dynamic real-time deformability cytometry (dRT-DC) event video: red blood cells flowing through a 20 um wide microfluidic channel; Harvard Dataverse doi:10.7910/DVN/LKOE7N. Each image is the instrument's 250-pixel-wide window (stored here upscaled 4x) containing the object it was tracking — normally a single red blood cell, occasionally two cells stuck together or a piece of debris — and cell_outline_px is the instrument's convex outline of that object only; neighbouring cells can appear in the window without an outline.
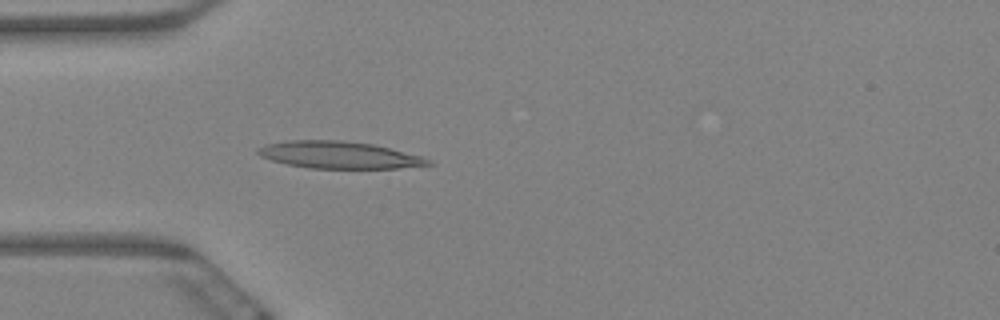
{"species": "Egyptian fruit bat (a non-hibernating species)", "species_latin": "Rousettus aegyptiacus", "temperature_condition": "warm", "stored_images_in_passage": 5, "camera_frame_rate_fps": 3000, "um_per_image_px": 0.085, "animal": {"sex": "female"}, "frame": {"image": 1, "passage_image": 5, "time_ms": 1.333, "image_size_px": [1000, 320], "cell_outline_px": [[436, 164], [396, 168], [308, 168], [288, 164], [272, 160], [260, 156], [256, 152], [256, 148], [264, 144], [288, 140], [340, 140], [372, 144], [420, 156], [432, 160]], "centroid_in_image_um": [28.77, 13.17], "position_along_channel_um": 56.2, "area_um2": 26.76}}